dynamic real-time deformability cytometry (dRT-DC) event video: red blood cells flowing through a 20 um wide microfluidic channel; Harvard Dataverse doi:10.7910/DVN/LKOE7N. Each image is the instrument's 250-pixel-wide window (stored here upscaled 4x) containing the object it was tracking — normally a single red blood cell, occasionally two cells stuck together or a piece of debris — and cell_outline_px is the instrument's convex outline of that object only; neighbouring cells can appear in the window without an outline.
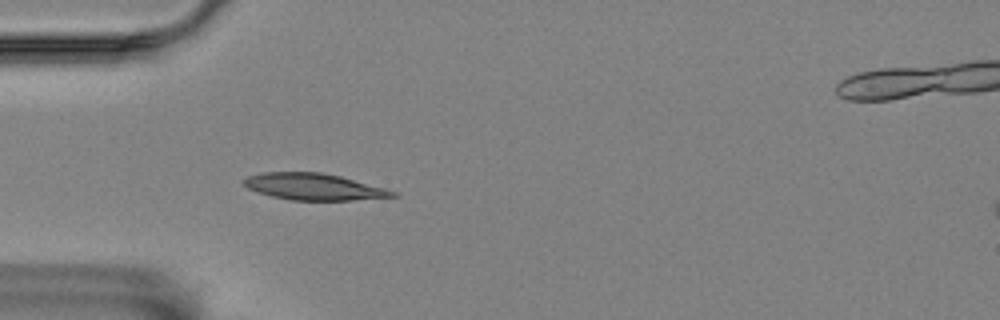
{"species": "Egyptian fruit bat (a non-hibernating species)", "species_latin": "Rousettus aegyptiacus", "temperature_condition": "room temperature", "stored_images_in_passage": 5, "camera_frame_rate_fps": 3000, "um_per_image_px": 0.085, "animal": {"sex": "female"}, "frame": {"image": 1, "passage_image": 5, "time_ms": 1.333, "image_size_px": [1000, 320], "cell_outline_px": [[400, 196], [352, 200], [292, 200], [272, 196], [248, 188], [240, 180], [248, 176], [260, 172], [320, 172], [340, 176], [384, 188], [396, 192]], "centroid_in_image_um": [26.65, 15.86], "position_along_channel_um": 58.4, "area_um2": 22.89}}